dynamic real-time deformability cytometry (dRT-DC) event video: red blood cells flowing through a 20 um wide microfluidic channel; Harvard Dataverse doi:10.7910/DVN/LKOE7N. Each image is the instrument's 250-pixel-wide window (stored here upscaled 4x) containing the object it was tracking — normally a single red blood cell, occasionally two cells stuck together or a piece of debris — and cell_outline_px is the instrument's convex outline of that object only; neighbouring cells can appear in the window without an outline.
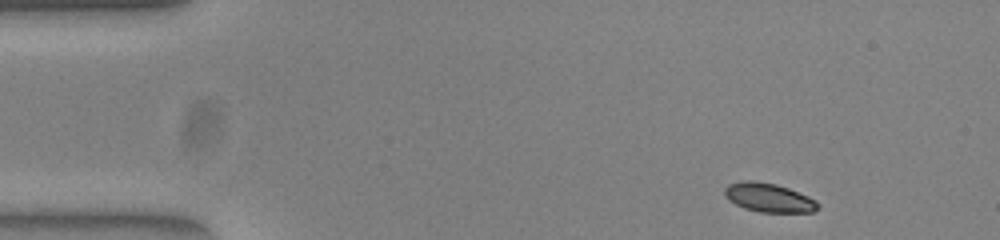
{"species": "common noctule bat (a hibernating species)", "species_latin": "Nyctalus noctula", "temperature_condition": "warm", "stored_images_in_passage": 48, "camera_frame_rate_fps": 3000, "um_per_image_px": 0.085, "animal": {"sex": "female", "body_mass_g": 23.0, "forearm_length_mm": 53.4}, "frame": {"image": 1, "passage_image": 1, "time_ms": 0.0, "image_size_px": [1000, 240], "cell_outline_px": [[820, 204], [812, 212], [760, 212], [744, 208], [728, 200], [724, 192], [724, 188], [728, 184], [744, 180], [752, 180], [776, 184], [788, 188], [808, 196], [816, 200]], "centroid_in_image_um": [65.32, 16.79], "position_along_channel_um": 19.7, "area_um2": 15.66}}
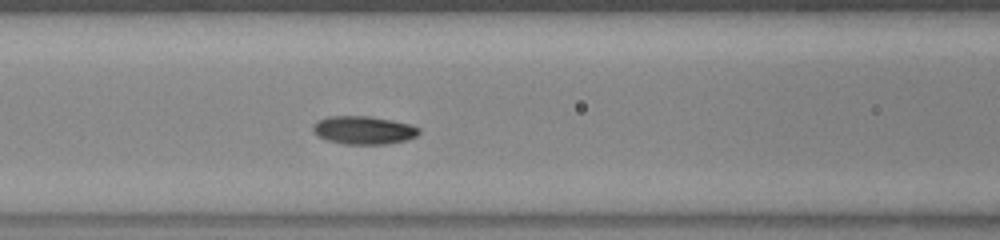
{"frame": {"image": 2, "passage_image": 17, "time_ms": 5.333, "image_size_px": [1000, 240], "cell_outline_px": [[420, 132], [416, 136], [408, 140], [388, 144], [344, 144], [328, 140], [320, 136], [312, 128], [312, 124], [316, 120], [328, 116], [368, 116], [392, 120], [408, 124], [420, 128]], "centroid_in_image_um": [30.92, 11.06], "position_along_channel_um": 135.7, "area_um2": 17.4}}
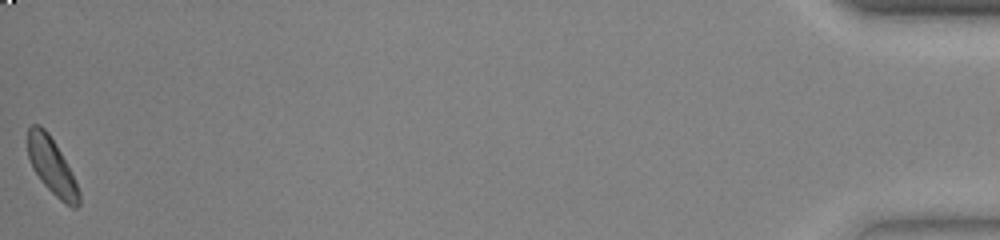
{"frame": {"image": 3, "passage_image": 48, "time_ms": 15.667, "image_size_px": [1000, 240], "cell_outline_px": [[80, 204], [76, 208], [72, 208], [64, 204], [40, 180], [32, 168], [28, 156], [28, 128], [32, 124], [40, 124], [48, 132], [60, 152], [80, 192]], "centroid_in_image_um": [4.38, 14.14], "position_along_channel_um": 430.8, "area_um2": 16.53}, "authors_computed_cell_mechanics": {"area_um2": 16.8198, "velocity_mm_per_s": 3.8592, "shape_relaxation_time_tau1_ms": 9.1085, "shape_relaxation_time_tau2_ms": null, "deformation_change_tau1": 0.2182, "deformation_change_tau2": null}}